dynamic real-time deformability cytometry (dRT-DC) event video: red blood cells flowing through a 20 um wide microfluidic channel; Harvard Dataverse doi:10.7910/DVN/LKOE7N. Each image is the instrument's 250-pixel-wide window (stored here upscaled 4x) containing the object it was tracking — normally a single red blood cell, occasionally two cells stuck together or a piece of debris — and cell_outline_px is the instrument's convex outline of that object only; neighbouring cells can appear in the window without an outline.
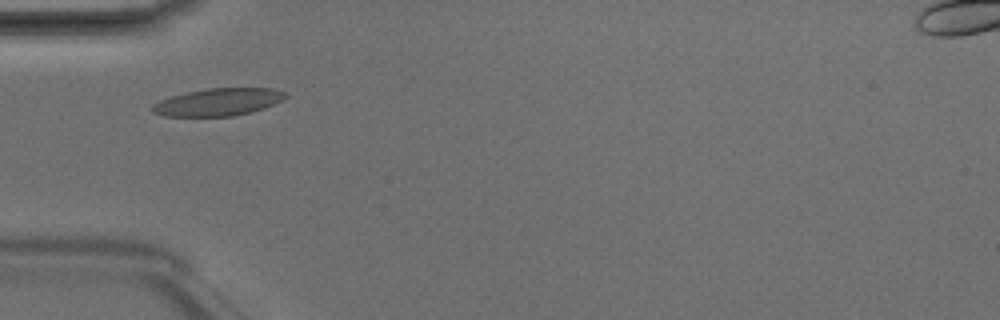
{"species": "Egyptian fruit bat (a non-hibernating species)", "species_latin": "Rousettus aegyptiacus", "temperature_condition": "room temperature", "stored_images_in_passage": 2, "camera_frame_rate_fps": 3000, "um_per_image_px": 0.085, "animal": {"sex": "male"}, "frame": {"image": 1, "passage_image": 2, "time_ms": 0.333, "image_size_px": [1000, 320], "cell_outline_px": [[288, 96], [264, 108], [232, 116], [164, 116], [152, 112], [148, 108], [152, 104], [160, 100], [172, 96], [188, 92], [208, 88], [272, 88], [284, 92]], "centroid_in_image_um": [18.48, 8.67], "position_along_channel_um": 66.5, "area_um2": 21.1}}